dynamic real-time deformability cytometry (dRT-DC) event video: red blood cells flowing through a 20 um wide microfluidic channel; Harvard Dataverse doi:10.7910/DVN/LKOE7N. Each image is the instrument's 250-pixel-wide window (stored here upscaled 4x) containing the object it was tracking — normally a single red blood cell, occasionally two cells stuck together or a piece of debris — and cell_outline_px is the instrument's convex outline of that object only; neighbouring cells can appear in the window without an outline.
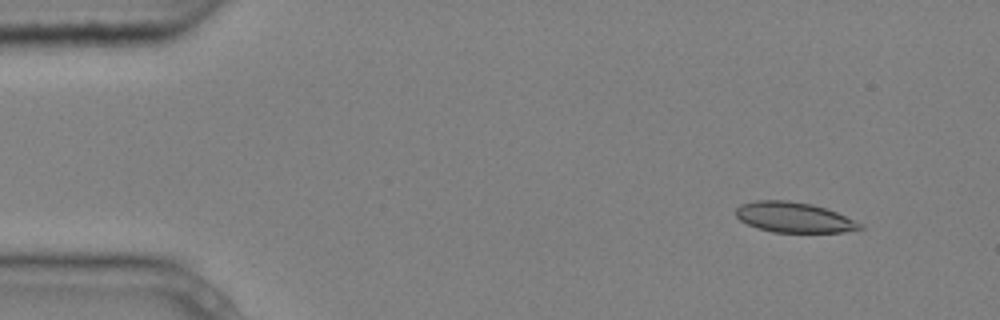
{"species": "common noctule bat (a hibernating species)", "species_latin": "Nyctalus noctula", "temperature_condition": "cold", "stored_images_in_passage": 3, "camera_frame_rate_fps": 3000, "um_per_image_px": 0.085, "animal": {"sex": "male", "body_mass_g": 20.4}, "frame": {"image": 1, "passage_image": 1, "time_ms": 0.0, "image_size_px": [1000, 320], "cell_outline_px": [[864, 228], [844, 232], [772, 232], [748, 224], [740, 220], [736, 216], [736, 208], [740, 204], [756, 200], [788, 200], [812, 204], [836, 212], [864, 224]], "centroid_in_image_um": [67.49, 18.47], "position_along_channel_um": 17.5, "area_um2": 21.85}}
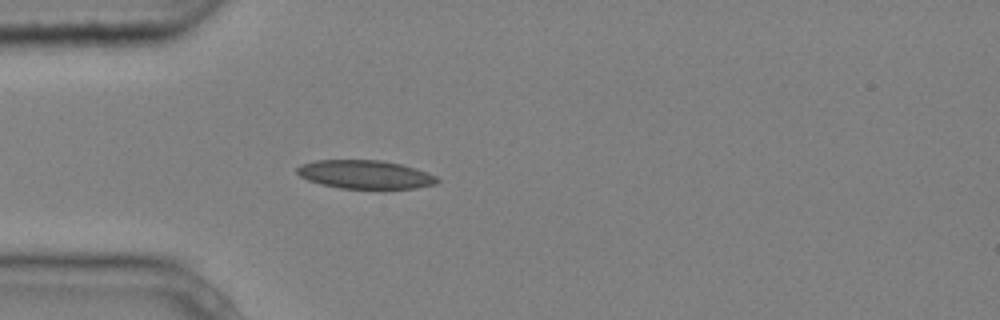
{"frame": {"image": 2, "passage_image": 3, "time_ms": 0.667, "image_size_px": [1000, 320], "cell_outline_px": [[440, 180], [436, 184], [416, 188], [340, 188], [320, 184], [308, 180], [300, 176], [296, 172], [296, 168], [304, 164], [316, 160], [380, 160], [400, 164], [416, 168], [436, 176]], "centroid_in_image_um": [31.04, 14.83], "position_along_channel_um": 54.0, "area_um2": 23.12}}